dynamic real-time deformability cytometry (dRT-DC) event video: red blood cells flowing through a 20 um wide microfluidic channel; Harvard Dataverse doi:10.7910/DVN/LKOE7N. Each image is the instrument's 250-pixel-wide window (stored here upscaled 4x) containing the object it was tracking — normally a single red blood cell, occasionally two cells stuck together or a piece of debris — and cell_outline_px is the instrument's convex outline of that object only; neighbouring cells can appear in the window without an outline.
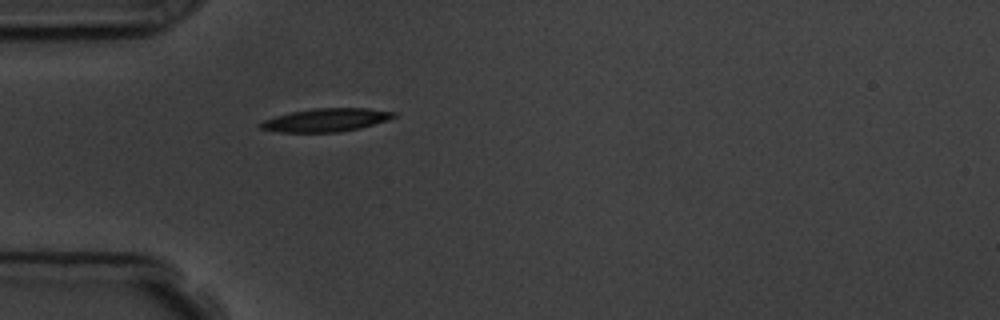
{"species": "common noctule bat (a hibernating species)", "species_latin": "Nyctalus noctula", "temperature_condition": "room temperature", "stored_images_in_passage": 1, "camera_frame_rate_fps": 3000, "um_per_image_px": 0.085, "animal": {"sex": "male", "body_mass_g": 19.5, "forearm_length_mm": 54.6}, "frame": {"image": 1, "passage_image": 1, "time_ms": 0.0, "image_size_px": [1000, 320], "cell_outline_px": [[396, 116], [388, 120], [360, 128], [340, 132], [280, 132], [260, 128], [256, 124], [264, 120], [276, 116], [292, 112], [312, 108], [368, 108], [396, 112]], "centroid_in_image_um": [27.72, 10.2], "position_along_channel_um": 57.3, "area_um2": 18.03}}